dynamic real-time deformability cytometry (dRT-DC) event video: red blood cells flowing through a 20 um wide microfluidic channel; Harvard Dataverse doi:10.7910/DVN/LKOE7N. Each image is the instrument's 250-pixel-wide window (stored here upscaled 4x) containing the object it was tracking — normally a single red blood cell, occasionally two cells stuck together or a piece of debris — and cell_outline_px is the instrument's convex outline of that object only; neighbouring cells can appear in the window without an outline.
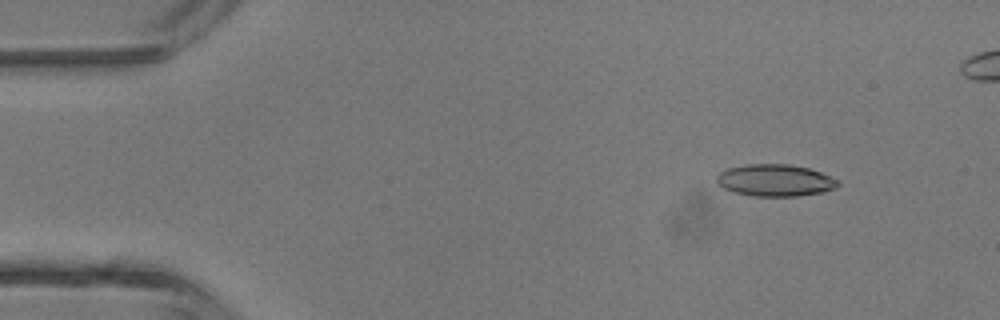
{"species": "common noctule bat (a hibernating species)", "species_latin": "Nyctalus noctula", "temperature_condition": "room temperature", "stored_images_in_passage": 5, "camera_frame_rate_fps": 3000, "um_per_image_px": 0.085, "animal": {"sex": "male", "body_mass_g": 13.3}, "frame": {"image": 1, "passage_image": 2, "time_ms": 1.0, "image_size_px": [1000, 320], "cell_outline_px": [[840, 184], [836, 188], [824, 192], [800, 196], [756, 196], [736, 192], [724, 188], [716, 180], [716, 176], [720, 172], [728, 168], [744, 164], [788, 164], [808, 168], [820, 172], [840, 180]], "centroid_in_image_um": [65.93, 15.32], "position_along_channel_um": 19.1, "area_um2": 22.6}}